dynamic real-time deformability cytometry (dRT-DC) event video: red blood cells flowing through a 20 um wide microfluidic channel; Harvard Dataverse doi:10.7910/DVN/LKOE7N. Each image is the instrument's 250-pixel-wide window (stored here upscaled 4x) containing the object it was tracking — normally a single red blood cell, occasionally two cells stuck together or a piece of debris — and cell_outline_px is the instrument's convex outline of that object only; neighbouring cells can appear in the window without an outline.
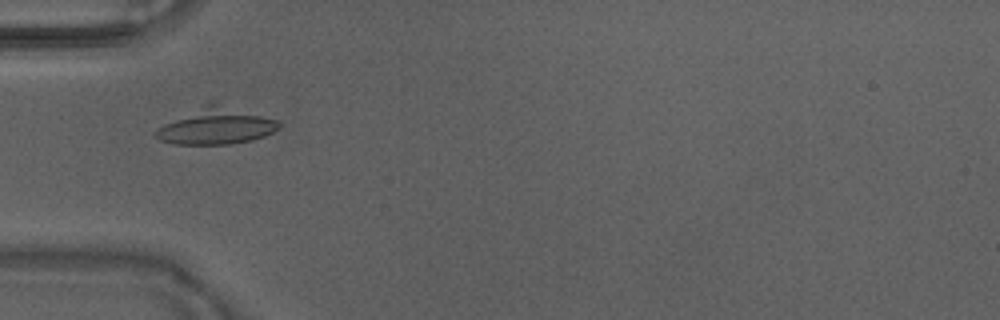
{"species": "Egyptian fruit bat (a non-hibernating species)", "species_latin": "Rousettus aegyptiacus", "temperature_condition": "warm", "stored_images_in_passage": 28, "camera_frame_rate_fps": 3000, "um_per_image_px": 0.085, "animal": {"sex": "male"}, "frame": {"image": 1, "passage_image": 6, "time_ms": 1.667, "image_size_px": [1000, 320], "cell_outline_px": [[280, 128], [264, 136], [252, 140], [228, 144], [176, 144], [160, 140], [152, 132], [164, 124], [208, 104], [216, 104], [276, 120], [280, 124]], "centroid_in_image_um": [18.35, 10.78], "position_along_channel_um": 66.6, "area_um2": 24.8}}
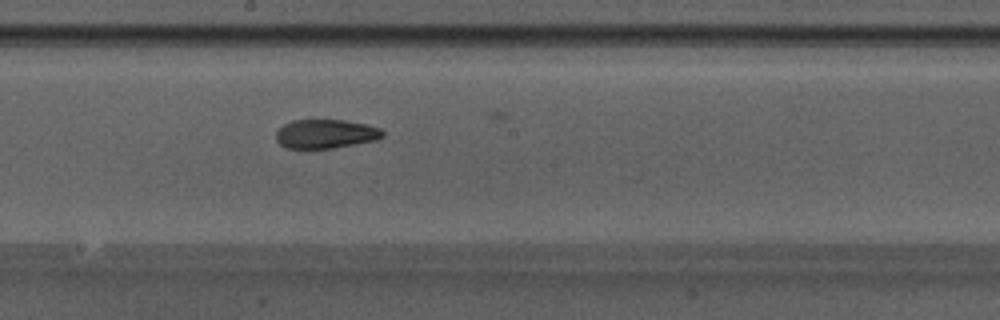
{"frame": {"image": 2, "passage_image": 17, "time_ms": 5.333, "image_size_px": [1000, 320], "cell_outline_px": [[384, 136], [376, 140], [332, 148], [288, 148], [280, 144], [276, 140], [276, 132], [284, 124], [292, 120], [344, 120], [364, 124], [380, 128], [384, 132]], "centroid_in_image_um": [27.68, 11.37], "position_along_channel_um": 220.5, "area_um2": 17.86}}
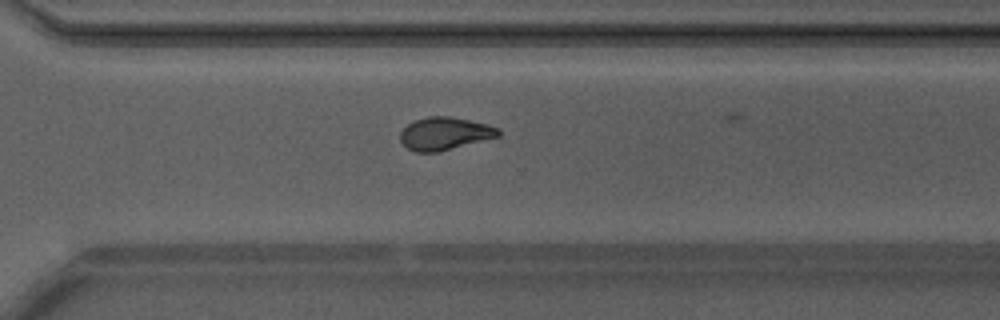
{"frame": {"image": 3, "passage_image": 25, "time_ms": 8.0, "image_size_px": [1000, 320], "cell_outline_px": [[500, 136], [436, 152], [416, 152], [408, 148], [400, 140], [400, 132], [412, 120], [428, 116], [448, 116], [488, 124], [500, 128]], "centroid_in_image_um": [37.79, 11.34], "position_along_channel_um": 332.8, "area_um2": 18.61}}